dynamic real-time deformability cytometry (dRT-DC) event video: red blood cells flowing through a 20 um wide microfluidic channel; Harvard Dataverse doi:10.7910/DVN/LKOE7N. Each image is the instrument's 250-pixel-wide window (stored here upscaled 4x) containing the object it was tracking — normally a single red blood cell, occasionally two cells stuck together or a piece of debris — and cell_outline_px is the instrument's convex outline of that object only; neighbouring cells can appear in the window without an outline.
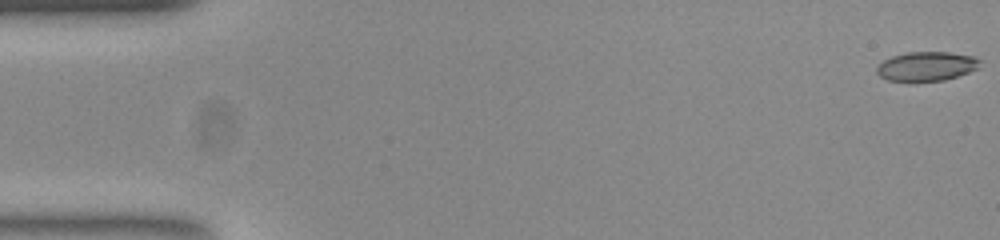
{"species": "common noctule bat (a hibernating species)", "species_latin": "Nyctalus noctula", "temperature_condition": "room temperature", "stored_images_in_passage": 53, "camera_frame_rate_fps": 3000, "um_per_image_px": 0.085, "animal": {"sex": "female", "body_mass_g": 23.0, "forearm_length_mm": 53.4}, "frame": {"image": 1, "passage_image": 1, "time_ms": 0.0, "image_size_px": [1000, 240], "cell_outline_px": [[980, 68], [944, 80], [888, 80], [880, 76], [876, 72], [876, 68], [884, 60], [892, 56], [908, 52], [948, 52], [972, 56], [980, 60]], "centroid_in_image_um": [78.77, 5.62], "position_along_channel_um": 6.2, "area_um2": 17.22}}
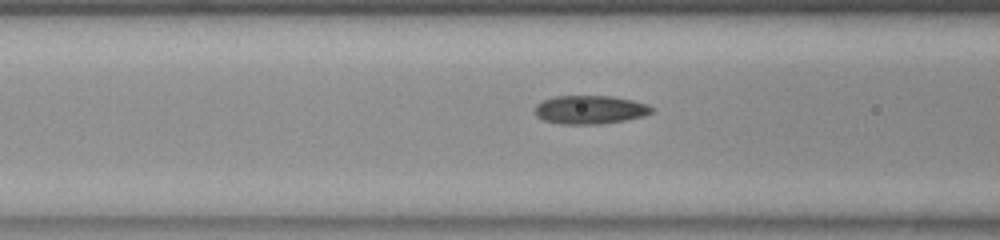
{"frame": {"image": 2, "passage_image": 21, "time_ms": 6.667, "image_size_px": [1000, 240], "cell_outline_px": [[652, 112], [644, 116], [624, 120], [600, 124], [560, 124], [544, 120], [536, 116], [536, 104], [552, 96], [612, 96], [632, 100], [648, 104], [652, 108]], "centroid_in_image_um": [50.14, 9.32], "position_along_channel_um": 116.5, "area_um2": 19.36}}
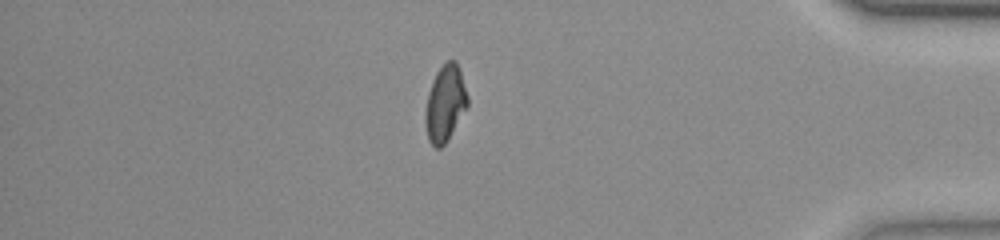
{"frame": {"image": 3, "passage_image": 46, "time_ms": 15.0, "image_size_px": [1000, 240], "cell_outline_px": [[468, 104], [448, 140], [440, 148], [436, 148], [428, 140], [424, 120], [424, 116], [428, 92], [432, 80], [436, 72], [448, 60], [456, 60], [460, 68], [468, 96]], "centroid_in_image_um": [37.83, 8.78], "position_along_channel_um": 397.4, "area_um2": 18.84}}